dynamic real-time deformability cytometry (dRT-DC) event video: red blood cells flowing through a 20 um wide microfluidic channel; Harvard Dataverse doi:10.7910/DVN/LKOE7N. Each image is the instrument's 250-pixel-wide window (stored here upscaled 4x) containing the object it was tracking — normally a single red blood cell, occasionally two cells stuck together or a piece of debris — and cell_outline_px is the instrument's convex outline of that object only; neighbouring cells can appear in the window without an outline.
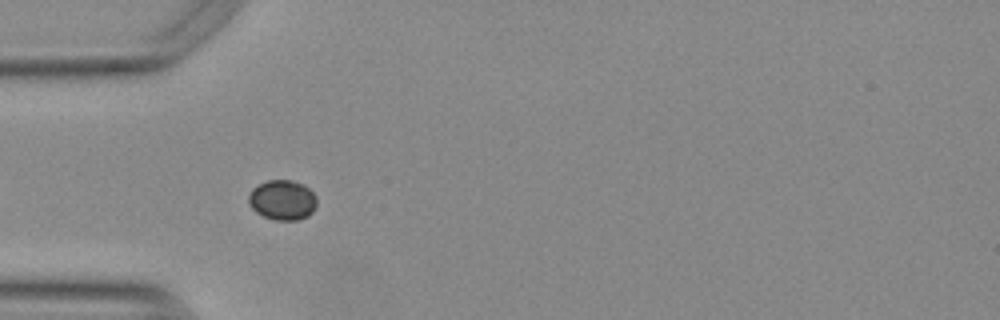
{"species": "Egyptian fruit bat (a non-hibernating species)", "species_latin": "Rousettus aegyptiacus", "temperature_condition": "warm", "stored_images_in_passage": 27, "camera_frame_rate_fps": 3000, "um_per_image_px": 0.085, "animal": {"sex": "female"}, "frame": {"image": 1, "passage_image": 5, "time_ms": 1.333, "image_size_px": [1000, 320], "cell_outline_px": [[316, 204], [312, 212], [308, 216], [296, 220], [276, 220], [264, 216], [256, 212], [252, 208], [248, 200], [248, 196], [252, 188], [268, 180], [292, 180], [304, 184], [316, 196]], "centroid_in_image_um": [24.01, 16.99], "position_along_channel_um": 61.0, "area_um2": 15.84}}